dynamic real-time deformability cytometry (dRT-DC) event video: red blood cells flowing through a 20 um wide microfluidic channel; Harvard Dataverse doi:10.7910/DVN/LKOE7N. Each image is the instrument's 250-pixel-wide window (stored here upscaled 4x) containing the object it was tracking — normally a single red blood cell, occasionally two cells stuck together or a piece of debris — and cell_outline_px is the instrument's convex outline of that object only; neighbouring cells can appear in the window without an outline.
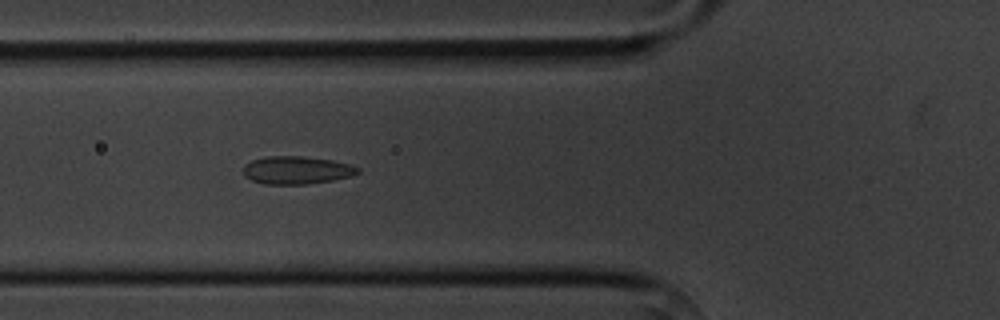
{"species": "common noctule bat (a hibernating species)", "species_latin": "Nyctalus noctula", "temperature_condition": "cold", "stored_images_in_passage": 7, "camera_frame_rate_fps": 3000, "um_per_image_px": 0.085, "animal": {"sex": "male", "body_mass_g": 20.1, "forearm_length_mm": 53.5}, "frame": {"image": 1, "passage_image": 6, "time_ms": 5.667, "image_size_px": [1000, 320], "cell_outline_px": [[360, 172], [352, 176], [332, 180], [308, 184], [264, 184], [252, 180], [244, 176], [244, 164], [252, 160], [268, 156], [304, 156], [332, 160], [352, 164], [360, 168]], "centroid_in_image_um": [25.24, 14.46], "position_along_channel_um": 100.6, "area_um2": 18.73}}
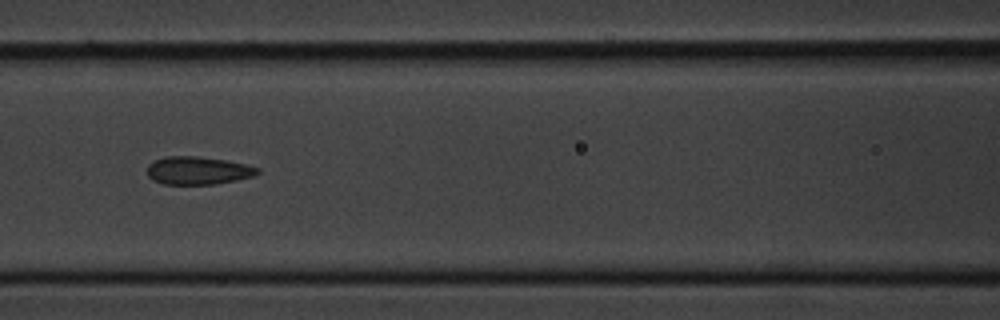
{"frame": {"image": 2, "passage_image": 7, "time_ms": 7.0, "image_size_px": [1000, 320], "cell_outline_px": [[260, 172], [252, 176], [236, 180], [212, 184], [164, 184], [152, 180], [148, 176], [148, 164], [164, 156], [196, 156], [228, 160], [260, 168]], "centroid_in_image_um": [16.81, 14.49], "position_along_channel_um": 149.8, "area_um2": 17.92}}